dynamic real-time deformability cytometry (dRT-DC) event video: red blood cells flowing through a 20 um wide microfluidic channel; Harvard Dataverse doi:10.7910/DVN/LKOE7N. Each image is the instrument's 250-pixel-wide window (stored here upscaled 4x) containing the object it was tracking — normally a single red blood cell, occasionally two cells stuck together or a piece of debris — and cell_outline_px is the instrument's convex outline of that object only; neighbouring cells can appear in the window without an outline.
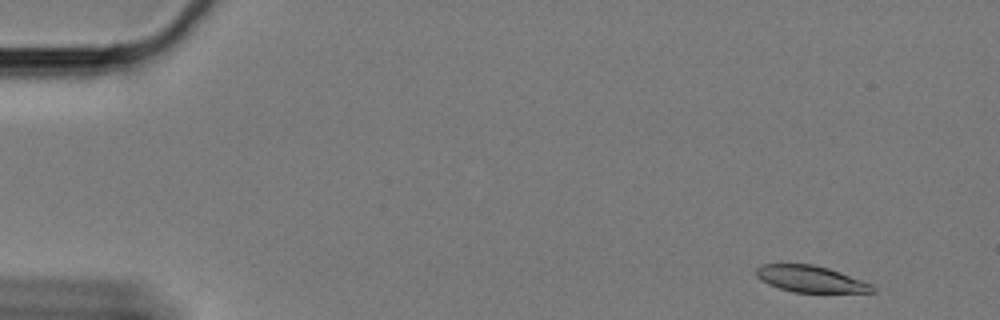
{"species": "Egyptian fruit bat (a non-hibernating species)", "species_latin": "Rousettus aegyptiacus", "temperature_condition": "cold", "stored_images_in_passage": 41, "camera_frame_rate_fps": 3000, "um_per_image_px": 0.085, "animal": {"sex": "female"}, "frame": {"image": 1, "passage_image": 2, "time_ms": 0.333, "image_size_px": [1000, 320], "cell_outline_px": [[876, 292], [792, 292], [768, 284], [760, 280], [756, 276], [756, 268], [760, 264], [812, 264], [828, 268], [840, 272], [872, 284], [876, 288]], "centroid_in_image_um": [68.88, 23.71], "position_along_channel_um": 16.1, "area_um2": 17.92}}
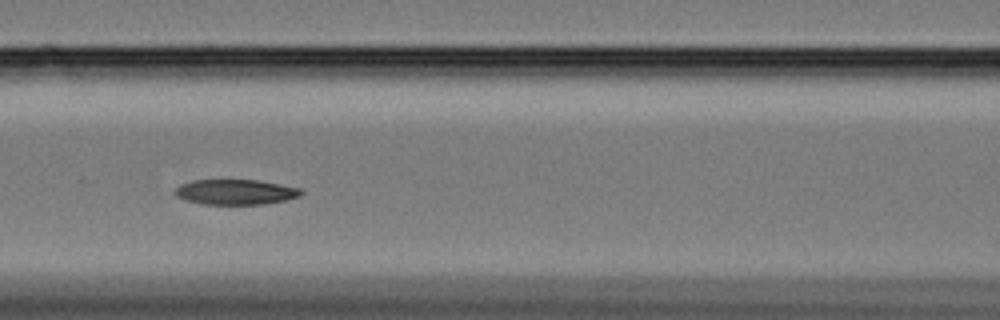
{"frame": {"image": 2, "passage_image": 24, "time_ms": 7.667, "image_size_px": [1000, 320], "cell_outline_px": [[304, 192], [300, 196], [284, 200], [264, 204], [204, 204], [184, 200], [176, 196], [172, 192], [180, 184], [192, 180], [256, 180], [280, 184], [300, 188]], "centroid_in_image_um": [19.98, 16.32], "position_along_channel_um": 146.6, "area_um2": 18.55}}
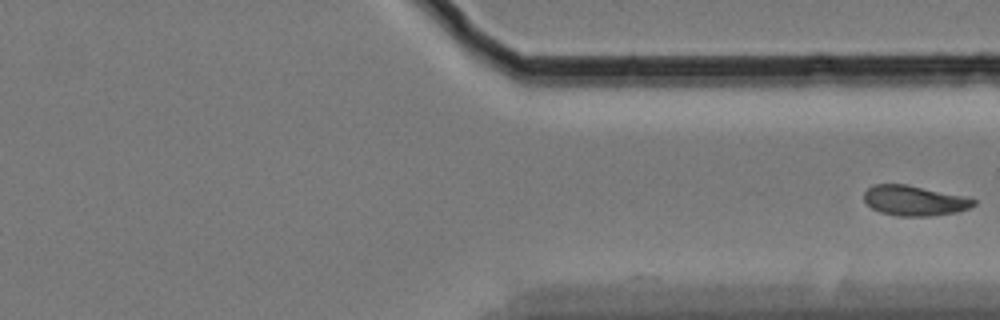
{"frame": {"image": 3, "passage_image": 41, "time_ms": 13.333, "image_size_px": [1000, 320], "cell_outline_px": [[976, 204], [968, 208], [956, 212], [932, 216], [900, 216], [880, 212], [872, 208], [864, 200], [864, 192], [872, 184], [904, 184], [968, 196], [976, 200]], "centroid_in_image_um": [77.74, 17.04], "position_along_channel_um": 333.7, "area_um2": 19.31}}